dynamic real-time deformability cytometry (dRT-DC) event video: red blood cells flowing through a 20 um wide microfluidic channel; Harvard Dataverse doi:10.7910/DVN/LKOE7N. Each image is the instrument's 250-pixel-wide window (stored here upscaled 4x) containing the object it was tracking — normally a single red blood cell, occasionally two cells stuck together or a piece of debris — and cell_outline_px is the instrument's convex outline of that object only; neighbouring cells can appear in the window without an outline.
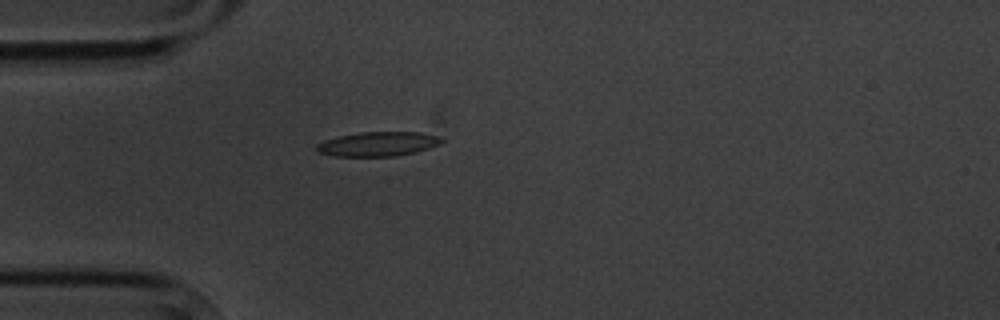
{"species": "common noctule bat (a hibernating species)", "species_latin": "Nyctalus noctula", "temperature_condition": "cold", "stored_images_in_passage": 4, "camera_frame_rate_fps": 3000, "um_per_image_px": 0.085, "animal": {"sex": "male", "body_mass_g": 20.1, "forearm_length_mm": 53.5}, "frame": {"image": 1, "passage_image": 4, "time_ms": 4.333, "image_size_px": [1000, 320], "cell_outline_px": [[444, 140], [440, 144], [416, 152], [396, 156], [332, 156], [316, 152], [316, 144], [324, 140], [340, 136], [360, 132], [420, 132], [440, 136]], "centroid_in_image_um": [32.12, 12.24], "position_along_channel_um": 52.9, "area_um2": 17.86}}